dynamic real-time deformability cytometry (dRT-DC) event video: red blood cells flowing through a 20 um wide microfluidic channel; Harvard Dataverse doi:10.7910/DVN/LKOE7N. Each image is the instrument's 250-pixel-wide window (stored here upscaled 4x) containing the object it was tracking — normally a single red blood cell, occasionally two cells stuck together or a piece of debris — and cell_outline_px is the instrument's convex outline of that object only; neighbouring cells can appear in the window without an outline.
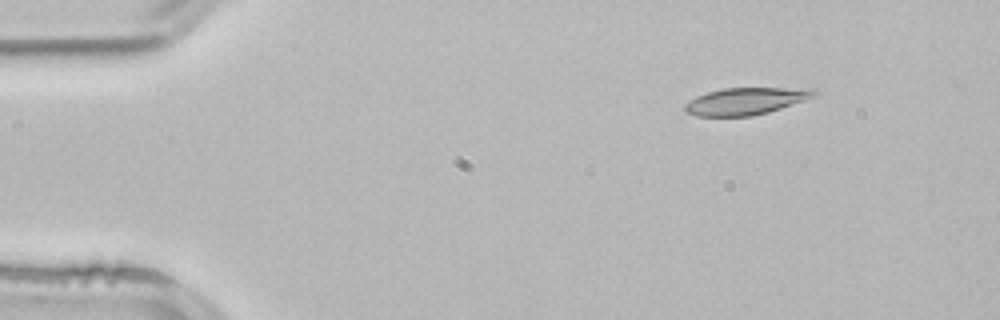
{"species": "common noctule bat (a hibernating species)", "species_latin": "Nyctalus noctula", "temperature_condition": "room temperature", "stored_images_in_passage": 3, "camera_frame_rate_fps": 3000, "um_per_image_px": 0.085, "animal": {"sex": "male", "body_mass_g": 21.5, "forearm_length_mm": 52.0}, "frame": {"image": 1, "passage_image": 1, "time_ms": 0.0, "image_size_px": [1000, 320], "cell_outline_px": [[820, 96], [768, 112], [752, 116], [696, 116], [684, 112], [684, 104], [696, 96], [708, 92], [724, 88], [816, 88], [820, 92]], "centroid_in_image_um": [63.47, 8.59], "position_along_channel_um": 21.5, "area_um2": 20.75}}
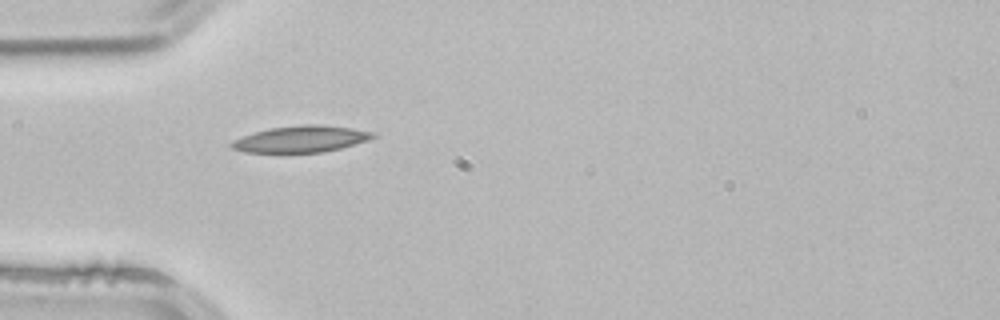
{"frame": {"image": 2, "passage_image": 3, "time_ms": 0.667, "image_size_px": [1000, 320], "cell_outline_px": [[376, 136], [368, 140], [340, 148], [324, 152], [244, 152], [232, 148], [228, 144], [232, 140], [256, 132], [272, 128], [300, 124], [316, 124], [352, 128], [372, 132]], "centroid_in_image_um": [25.57, 11.82], "position_along_channel_um": 59.4, "area_um2": 21.56}}